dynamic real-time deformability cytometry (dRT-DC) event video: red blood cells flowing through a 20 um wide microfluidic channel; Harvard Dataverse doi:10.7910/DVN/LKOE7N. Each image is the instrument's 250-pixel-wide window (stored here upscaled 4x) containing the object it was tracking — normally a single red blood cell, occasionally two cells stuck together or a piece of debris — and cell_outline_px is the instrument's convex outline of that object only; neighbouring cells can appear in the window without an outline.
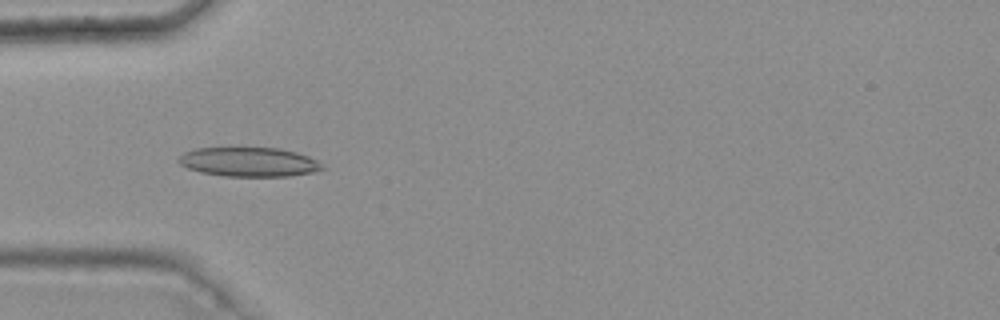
{"species": "common noctule bat (a hibernating species)", "species_latin": "Nyctalus noctula", "temperature_condition": "warm", "stored_images_in_passage": 8, "camera_frame_rate_fps": 3000, "um_per_image_px": 0.085, "animal": {"sex": "female", "body_mass_g": 25.1}, "frame": {"image": 1, "passage_image": 5, "time_ms": 1.333, "image_size_px": [1000, 320], "cell_outline_px": [[324, 168], [312, 172], [288, 176], [224, 176], [200, 172], [188, 168], [180, 164], [176, 160], [184, 152], [196, 148], [280, 148], [296, 152], [308, 156], [316, 160]], "centroid_in_image_um": [21.12, 13.76], "position_along_channel_um": 63.9, "area_um2": 24.33}}
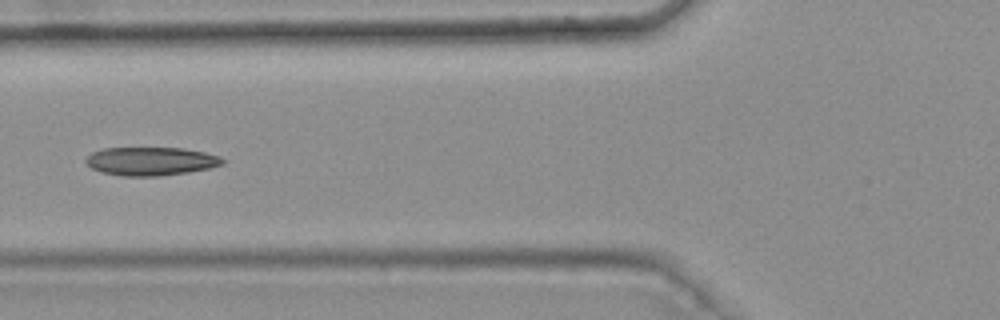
{"frame": {"image": 2, "passage_image": 6, "time_ms": 1.667, "image_size_px": [1000, 320], "cell_outline_px": [[228, 160], [224, 164], [208, 168], [188, 172], [160, 176], [120, 176], [100, 172], [92, 168], [84, 160], [92, 152], [104, 148], [184, 148], [204, 152], [220, 156]], "centroid_in_image_um": [12.85, 13.7], "position_along_channel_um": 113.0, "area_um2": 22.77}}
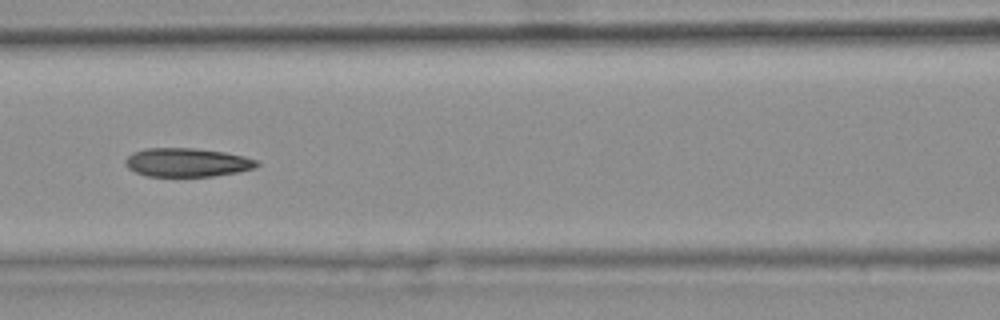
{"frame": {"image": 3, "passage_image": 7, "time_ms": 2.0, "image_size_px": [1000, 320], "cell_outline_px": [[260, 164], [256, 168], [236, 172], [212, 176], [148, 176], [136, 172], [128, 168], [124, 164], [124, 160], [132, 152], [144, 148], [192, 148], [224, 152], [244, 156], [256, 160]], "centroid_in_image_um": [15.87, 13.8], "position_along_channel_um": 150.7, "area_um2": 21.96}}